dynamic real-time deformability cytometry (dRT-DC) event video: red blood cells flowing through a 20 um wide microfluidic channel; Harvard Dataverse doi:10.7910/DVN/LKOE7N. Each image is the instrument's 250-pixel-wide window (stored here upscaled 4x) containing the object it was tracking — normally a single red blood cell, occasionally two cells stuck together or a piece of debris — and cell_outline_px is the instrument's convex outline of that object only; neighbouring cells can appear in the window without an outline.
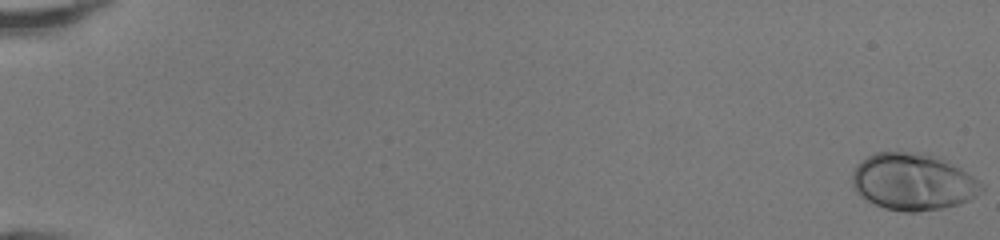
{"species": "human", "species_latin": "Homo sapiens", "temperature_condition": "room temperature", "stored_images_in_passage": 50, "camera_frame_rate_fps": 3000, "um_per_image_px": 0.085, "donor": {"sex": "female"}, "frame": {"image": 1, "passage_image": 1, "time_ms": 0.0, "image_size_px": [1000, 240], "cell_outline_px": [[984, 188], [976, 196], [968, 200], [956, 204], [940, 208], [916, 212], [904, 212], [884, 208], [860, 196], [856, 192], [852, 184], [852, 172], [856, 164], [868, 156], [876, 152], [924, 152], [936, 156], [960, 168], [984, 184]], "centroid_in_image_um": [77.58, 15.44], "position_along_channel_um": 7.4, "area_um2": 42.77}}
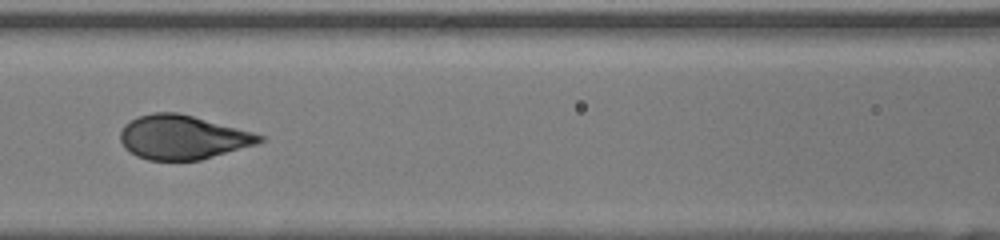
{"frame": {"image": 2, "passage_image": 25, "time_ms": 8.0, "image_size_px": [1000, 240], "cell_outline_px": [[264, 140], [256, 144], [200, 160], [148, 160], [136, 156], [124, 148], [120, 140], [120, 132], [124, 124], [140, 116], [152, 112], [176, 112], [192, 116], [252, 132], [264, 136]], "centroid_in_image_um": [15.48, 11.67], "position_along_channel_um": 151.1, "area_um2": 35.43}}
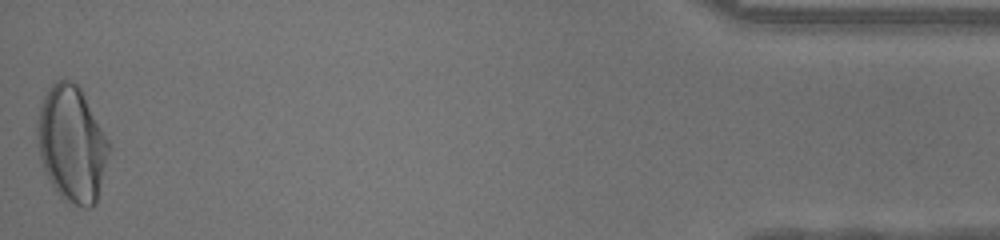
{"frame": {"image": 3, "passage_image": 50, "time_ms": 16.333, "image_size_px": [1000, 240], "cell_outline_px": [[112, 148], [96, 204], [92, 208], [84, 208], [68, 204], [60, 200], [40, 160], [36, 136], [36, 124], [40, 100], [48, 88], [56, 80], [64, 76], [72, 80], [80, 88], [112, 144]], "centroid_in_image_um": [6.11, 12.24], "position_along_channel_um": 429.1, "area_um2": 49.88}, "authors_computed_cell_mechanics": {"area_um2": 37.8012, "velocity_mm_per_s": 4.2689, "shape_relaxation_time_tau1_ms": 2.7927, "shape_relaxation_time_tau2_ms": null, "deformation_change_tau1": 0.1763, "deformation_change_tau2": null}}